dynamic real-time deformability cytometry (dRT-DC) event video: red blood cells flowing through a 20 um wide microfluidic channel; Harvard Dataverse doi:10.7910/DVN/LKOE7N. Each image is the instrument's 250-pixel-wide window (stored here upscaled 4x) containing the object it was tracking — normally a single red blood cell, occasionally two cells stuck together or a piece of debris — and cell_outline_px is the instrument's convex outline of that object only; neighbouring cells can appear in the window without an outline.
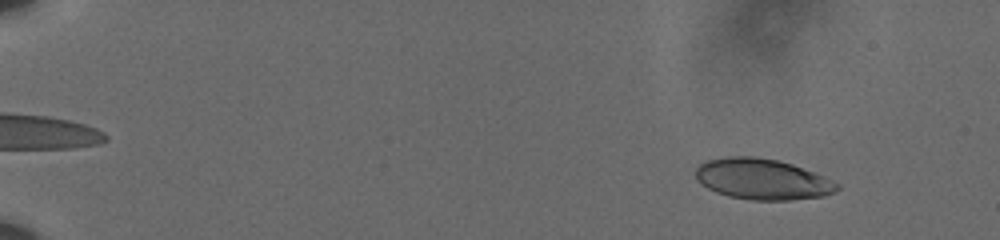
{"species": "human", "species_latin": "Homo sapiens", "temperature_condition": "cold", "stored_images_in_passage": 60, "camera_frame_rate_fps": 3000, "um_per_image_px": 0.085, "donor": {"sex": "male"}, "frame": {"image": 1, "passage_image": 7, "time_ms": 2.0, "image_size_px": [1000, 240], "cell_outline_px": [[840, 188], [836, 192], [824, 196], [792, 200], [752, 200], [728, 196], [716, 192], [700, 184], [696, 180], [696, 168], [700, 164], [708, 160], [728, 156], [756, 156], [776, 160], [792, 164], [812, 172], [840, 184]], "centroid_in_image_um": [64.78, 15.24], "position_along_channel_um": 20.2, "area_um2": 33.64}}
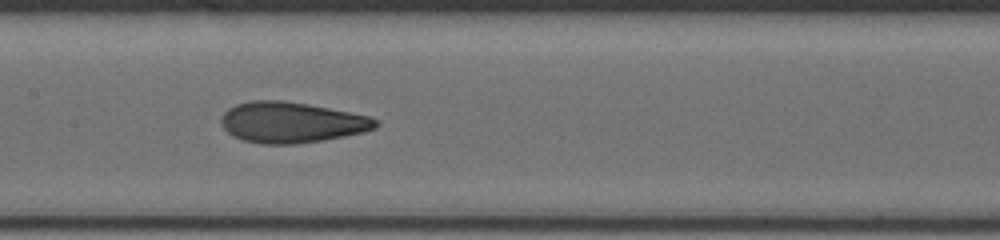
{"frame": {"image": 2, "passage_image": 33, "time_ms": 10.667, "image_size_px": [1000, 240], "cell_outline_px": [[380, 124], [376, 128], [364, 132], [324, 140], [292, 144], [260, 144], [244, 140], [232, 136], [220, 124], [220, 116], [228, 108], [236, 104], [252, 100], [284, 100], [308, 104], [368, 116], [376, 120]], "centroid_in_image_um": [24.73, 10.4], "position_along_channel_um": 182.7, "area_um2": 36.76}}
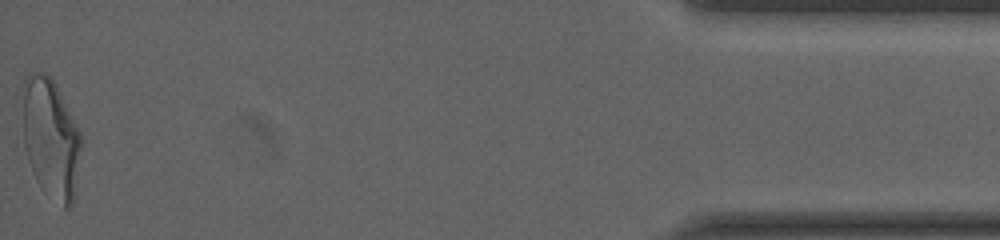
{"frame": {"image": 3, "passage_image": 60, "time_ms": 19.667, "image_size_px": [1000, 240], "cell_outline_px": [[84, 144], [72, 204], [68, 208], [64, 208], [44, 192], [40, 188], [32, 172], [24, 148], [24, 76], [28, 72], [44, 72], [56, 84], [84, 136]], "centroid_in_image_um": [4.37, 11.78], "position_along_channel_um": 430.8, "area_um2": 41.62}, "authors_computed_cell_mechanics": {"area_um2": 35.8938, "velocity_mm_per_s": 3.6046, "shape_relaxation_time_tau1_ms": 8.2268, "shape_relaxation_time_tau2_ms": 1.5675, "deformation_change_tau1": 0.2372, "deformation_change_tau2": 0.0882}}